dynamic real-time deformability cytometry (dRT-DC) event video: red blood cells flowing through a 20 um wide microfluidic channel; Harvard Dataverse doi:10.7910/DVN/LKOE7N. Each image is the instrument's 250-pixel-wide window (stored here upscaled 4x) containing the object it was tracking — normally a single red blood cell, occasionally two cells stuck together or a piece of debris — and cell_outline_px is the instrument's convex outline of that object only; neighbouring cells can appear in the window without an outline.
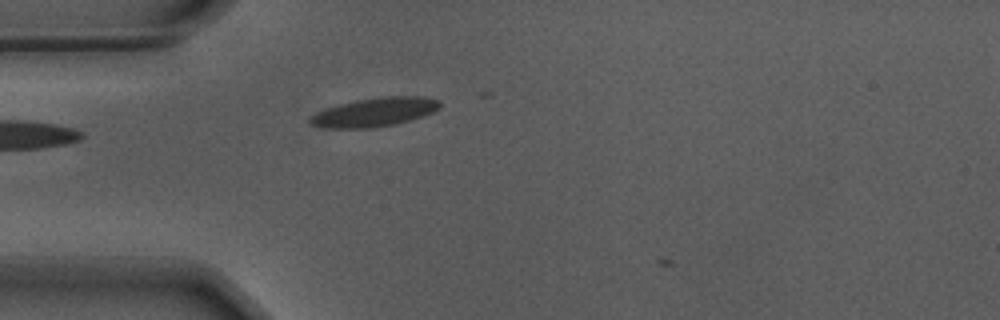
{"species": "Egyptian fruit bat (a non-hibernating species)", "species_latin": "Rousettus aegyptiacus", "temperature_condition": "warm", "stored_images_in_passage": 7, "camera_frame_rate_fps": 3000, "um_per_image_px": 0.085, "animal": {"sex": "male"}, "frame": {"image": 1, "passage_image": 6, "time_ms": 1.667, "image_size_px": [1000, 320], "cell_outline_px": [[440, 108], [424, 116], [396, 124], [372, 128], [324, 128], [308, 124], [308, 116], [316, 112], [340, 104], [356, 100], [380, 96], [420, 96], [440, 100]], "centroid_in_image_um": [31.82, 9.54], "position_along_channel_um": 53.2, "area_um2": 22.02}}